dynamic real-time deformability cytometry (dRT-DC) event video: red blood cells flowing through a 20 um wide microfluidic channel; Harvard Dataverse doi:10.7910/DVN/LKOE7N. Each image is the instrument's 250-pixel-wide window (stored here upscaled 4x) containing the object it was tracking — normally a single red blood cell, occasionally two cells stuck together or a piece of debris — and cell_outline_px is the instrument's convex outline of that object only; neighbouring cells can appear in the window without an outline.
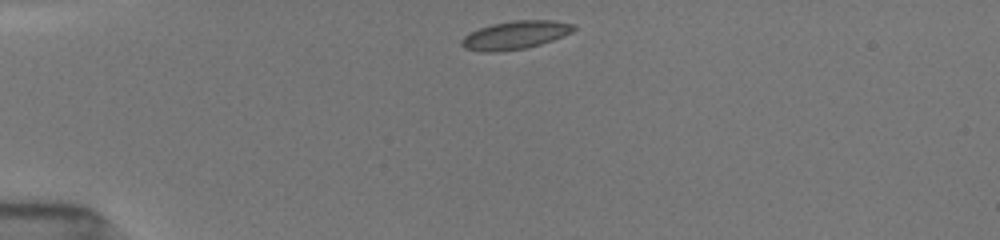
{"species": "common noctule bat (a hibernating species)", "species_latin": "Nyctalus noctula", "temperature_condition": "room temperature", "stored_images_in_passage": 42, "camera_frame_rate_fps": 3000, "um_per_image_px": 0.085, "animal": {"sex": "female", "body_mass_g": 19.5, "forearm_length_mm": 54.1}, "frame": {"image": 1, "passage_image": 1, "time_ms": 0.0, "image_size_px": [1000, 240], "cell_outline_px": [[576, 28], [572, 32], [552, 40], [540, 44], [524, 48], [496, 52], [480, 52], [464, 48], [460, 44], [460, 40], [464, 36], [480, 28], [492, 24], [512, 20], [552, 20], [572, 24]], "centroid_in_image_um": [43.76, 2.98], "position_along_channel_um": 41.2, "area_um2": 18.32}}
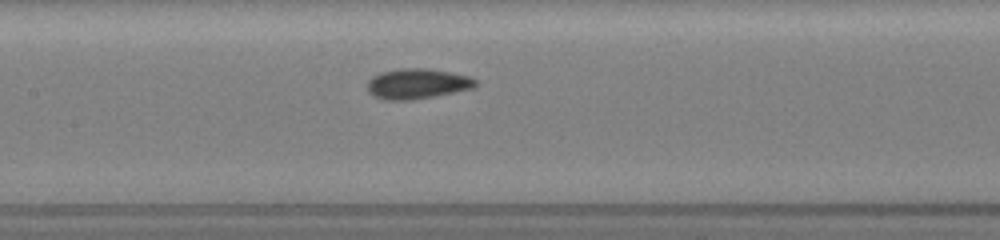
{"frame": {"image": 2, "passage_image": 9, "time_ms": 4.333, "image_size_px": [1000, 240], "cell_outline_px": [[480, 84], [476, 88], [412, 100], [388, 100], [376, 96], [368, 92], [368, 80], [372, 76], [380, 72], [400, 68], [428, 68], [452, 72], [468, 76], [476, 80]], "centroid_in_image_um": [35.51, 7.1], "position_along_channel_um": 171.9, "area_um2": 19.25}}
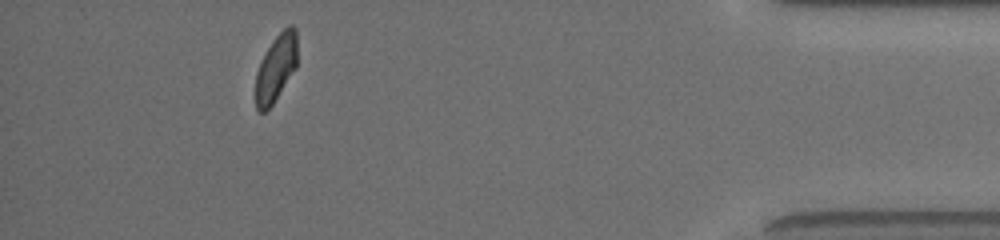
{"frame": {"image": 3, "passage_image": 38, "time_ms": 11.667, "image_size_px": [1000, 240], "cell_outline_px": [[296, 68], [272, 104], [264, 112], [260, 112], [256, 108], [256, 72], [272, 40], [288, 24], [292, 24], [296, 28]], "centroid_in_image_um": [23.47, 5.75], "position_along_channel_um": 411.7, "area_um2": 15.95}, "authors_computed_cell_mechanics": {"area_um2": 17.8024, "velocity_mm_per_s": 3.9357, "shape_relaxation_time_tau1_ms": 4.7774, "shape_relaxation_time_tau2_ms": 2.4754, "deformation_change_tau1": 0.1371, "deformation_change_tau2": 0.0417}}